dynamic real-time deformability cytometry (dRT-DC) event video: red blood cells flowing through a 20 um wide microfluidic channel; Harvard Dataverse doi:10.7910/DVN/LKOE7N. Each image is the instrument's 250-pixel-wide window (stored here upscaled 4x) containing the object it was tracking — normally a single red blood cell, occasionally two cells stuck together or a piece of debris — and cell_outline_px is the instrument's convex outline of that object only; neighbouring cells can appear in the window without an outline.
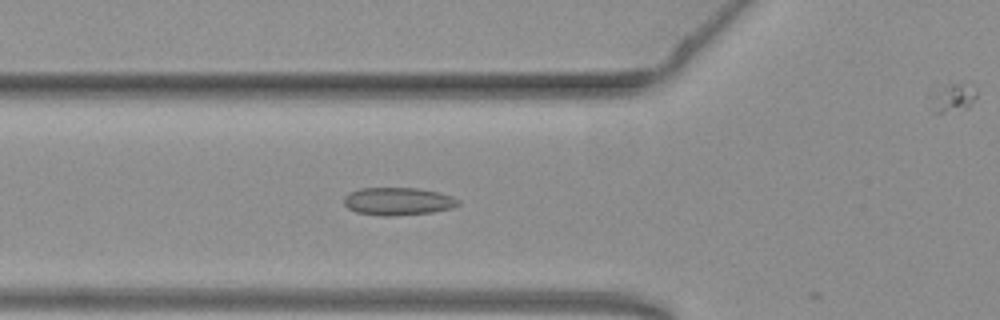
{"species": "common noctule bat (a hibernating species)", "species_latin": "Nyctalus noctula", "temperature_condition": "warm", "stored_images_in_passage": 21, "camera_frame_rate_fps": 3000, "um_per_image_px": 0.085, "animal": {"sex": "female", "body_mass_g": 19.3, "forearm_length_mm": 54.1}, "frame": {"image": 1, "passage_image": 20, "time_ms": 6.333, "image_size_px": [1000, 320], "cell_outline_px": [[460, 204], [452, 208], [432, 212], [392, 216], [384, 216], [356, 212], [348, 208], [344, 204], [344, 196], [348, 192], [360, 188], [420, 188], [440, 192], [452, 196], [460, 200]], "centroid_in_image_um": [33.84, 17.1], "position_along_channel_um": 92.0, "area_um2": 18.67}}